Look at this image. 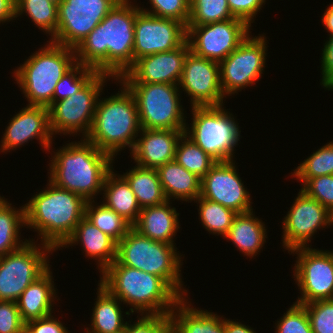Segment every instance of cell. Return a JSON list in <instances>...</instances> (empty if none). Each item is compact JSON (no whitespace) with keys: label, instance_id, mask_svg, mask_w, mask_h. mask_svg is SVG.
I'll use <instances>...</instances> for the list:
<instances>
[{"label":"cell","instance_id":"6da1fadb","mask_svg":"<svg viewBox=\"0 0 333 333\" xmlns=\"http://www.w3.org/2000/svg\"><path fill=\"white\" fill-rule=\"evenodd\" d=\"M120 0L76 47L78 64L118 79L134 65V23L140 6Z\"/></svg>","mask_w":333,"mask_h":333},{"label":"cell","instance_id":"7a4b0ae2","mask_svg":"<svg viewBox=\"0 0 333 333\" xmlns=\"http://www.w3.org/2000/svg\"><path fill=\"white\" fill-rule=\"evenodd\" d=\"M81 139V142H70L57 152L53 151L49 181L90 201L102 193L105 178L113 169L114 158L86 138Z\"/></svg>","mask_w":333,"mask_h":333},{"label":"cell","instance_id":"3957f363","mask_svg":"<svg viewBox=\"0 0 333 333\" xmlns=\"http://www.w3.org/2000/svg\"><path fill=\"white\" fill-rule=\"evenodd\" d=\"M46 189L32 196L25 206V228L35 229L41 244L54 251L62 249L85 216L86 200L52 182ZM27 226V227H26Z\"/></svg>","mask_w":333,"mask_h":333},{"label":"cell","instance_id":"277c9868","mask_svg":"<svg viewBox=\"0 0 333 333\" xmlns=\"http://www.w3.org/2000/svg\"><path fill=\"white\" fill-rule=\"evenodd\" d=\"M101 275L99 283L131 307L125 312L127 316L136 311L169 315L182 299L161 277L121 265L116 260Z\"/></svg>","mask_w":333,"mask_h":333},{"label":"cell","instance_id":"5b68a950","mask_svg":"<svg viewBox=\"0 0 333 333\" xmlns=\"http://www.w3.org/2000/svg\"><path fill=\"white\" fill-rule=\"evenodd\" d=\"M121 86L116 95L98 100L93 125L86 137L113 158L125 147L132 151L141 130L135 99L124 84Z\"/></svg>","mask_w":333,"mask_h":333},{"label":"cell","instance_id":"8992f818","mask_svg":"<svg viewBox=\"0 0 333 333\" xmlns=\"http://www.w3.org/2000/svg\"><path fill=\"white\" fill-rule=\"evenodd\" d=\"M47 42L13 72L27 105L48 108L53 103L55 86L77 64L75 49Z\"/></svg>","mask_w":333,"mask_h":333},{"label":"cell","instance_id":"52a82bcc","mask_svg":"<svg viewBox=\"0 0 333 333\" xmlns=\"http://www.w3.org/2000/svg\"><path fill=\"white\" fill-rule=\"evenodd\" d=\"M176 249L174 244L152 240L132 227L117 243L116 261L161 277L181 298H185L188 291L182 287V255Z\"/></svg>","mask_w":333,"mask_h":333},{"label":"cell","instance_id":"ba28073f","mask_svg":"<svg viewBox=\"0 0 333 333\" xmlns=\"http://www.w3.org/2000/svg\"><path fill=\"white\" fill-rule=\"evenodd\" d=\"M191 128L184 134L216 162L231 161L240 141V128L233 114L222 106L191 107Z\"/></svg>","mask_w":333,"mask_h":333},{"label":"cell","instance_id":"9c48e42d","mask_svg":"<svg viewBox=\"0 0 333 333\" xmlns=\"http://www.w3.org/2000/svg\"><path fill=\"white\" fill-rule=\"evenodd\" d=\"M133 95L141 128L185 130L180 87L165 83H122ZM179 92V93H178Z\"/></svg>","mask_w":333,"mask_h":333},{"label":"cell","instance_id":"30bf717a","mask_svg":"<svg viewBox=\"0 0 333 333\" xmlns=\"http://www.w3.org/2000/svg\"><path fill=\"white\" fill-rule=\"evenodd\" d=\"M110 78L114 77L97 72L78 92L52 103L48 107L52 134L77 136L80 132L84 135L82 137L86 138L93 125L95 109L105 80Z\"/></svg>","mask_w":333,"mask_h":333},{"label":"cell","instance_id":"8fae6325","mask_svg":"<svg viewBox=\"0 0 333 333\" xmlns=\"http://www.w3.org/2000/svg\"><path fill=\"white\" fill-rule=\"evenodd\" d=\"M41 245L35 244L32 238L18 250L0 257V301L16 302L23 291L50 267L48 256L54 250Z\"/></svg>","mask_w":333,"mask_h":333},{"label":"cell","instance_id":"7c38bea8","mask_svg":"<svg viewBox=\"0 0 333 333\" xmlns=\"http://www.w3.org/2000/svg\"><path fill=\"white\" fill-rule=\"evenodd\" d=\"M266 37L250 34L220 65V85L222 93L227 96L237 94L239 90L250 87L266 67L267 42Z\"/></svg>","mask_w":333,"mask_h":333},{"label":"cell","instance_id":"4fadbf2b","mask_svg":"<svg viewBox=\"0 0 333 333\" xmlns=\"http://www.w3.org/2000/svg\"><path fill=\"white\" fill-rule=\"evenodd\" d=\"M119 1L62 0L57 10L56 34L50 41L76 49Z\"/></svg>","mask_w":333,"mask_h":333},{"label":"cell","instance_id":"5bb4252c","mask_svg":"<svg viewBox=\"0 0 333 333\" xmlns=\"http://www.w3.org/2000/svg\"><path fill=\"white\" fill-rule=\"evenodd\" d=\"M290 253L297 254L293 276L301 293L295 303L333 299V251L300 247Z\"/></svg>","mask_w":333,"mask_h":333},{"label":"cell","instance_id":"9a60e30c","mask_svg":"<svg viewBox=\"0 0 333 333\" xmlns=\"http://www.w3.org/2000/svg\"><path fill=\"white\" fill-rule=\"evenodd\" d=\"M190 51L218 63L228 57L248 36L250 26L242 19L232 18L205 25L186 26Z\"/></svg>","mask_w":333,"mask_h":333},{"label":"cell","instance_id":"2e32d148","mask_svg":"<svg viewBox=\"0 0 333 333\" xmlns=\"http://www.w3.org/2000/svg\"><path fill=\"white\" fill-rule=\"evenodd\" d=\"M294 201L282 222V245L288 253L296 248L309 247L307 243H311L314 233L333 225V214L302 190Z\"/></svg>","mask_w":333,"mask_h":333},{"label":"cell","instance_id":"e0dca14e","mask_svg":"<svg viewBox=\"0 0 333 333\" xmlns=\"http://www.w3.org/2000/svg\"><path fill=\"white\" fill-rule=\"evenodd\" d=\"M186 39L187 27L182 22L140 11L134 23V63L142 57L178 48Z\"/></svg>","mask_w":333,"mask_h":333},{"label":"cell","instance_id":"ac0fdd59","mask_svg":"<svg viewBox=\"0 0 333 333\" xmlns=\"http://www.w3.org/2000/svg\"><path fill=\"white\" fill-rule=\"evenodd\" d=\"M179 87L190 96L192 107L222 106L226 97L220 85L219 63L191 51L185 57Z\"/></svg>","mask_w":333,"mask_h":333},{"label":"cell","instance_id":"d6986e66","mask_svg":"<svg viewBox=\"0 0 333 333\" xmlns=\"http://www.w3.org/2000/svg\"><path fill=\"white\" fill-rule=\"evenodd\" d=\"M235 161L216 162L201 179L200 196L236 213L252 211L251 196L235 168Z\"/></svg>","mask_w":333,"mask_h":333},{"label":"cell","instance_id":"ffe728a7","mask_svg":"<svg viewBox=\"0 0 333 333\" xmlns=\"http://www.w3.org/2000/svg\"><path fill=\"white\" fill-rule=\"evenodd\" d=\"M190 51L186 41L182 46L138 59L118 79V83H165L179 85L183 64Z\"/></svg>","mask_w":333,"mask_h":333},{"label":"cell","instance_id":"44dd1931","mask_svg":"<svg viewBox=\"0 0 333 333\" xmlns=\"http://www.w3.org/2000/svg\"><path fill=\"white\" fill-rule=\"evenodd\" d=\"M8 124L0 144L2 153L20 148L35 138L39 140V144L41 143L44 150L50 151L53 134L50 129L47 107L27 105L14 115Z\"/></svg>","mask_w":333,"mask_h":333},{"label":"cell","instance_id":"7402d4cb","mask_svg":"<svg viewBox=\"0 0 333 333\" xmlns=\"http://www.w3.org/2000/svg\"><path fill=\"white\" fill-rule=\"evenodd\" d=\"M184 130L141 128L140 138L130 152L137 166L157 169L175 159L176 147Z\"/></svg>","mask_w":333,"mask_h":333},{"label":"cell","instance_id":"603a6c76","mask_svg":"<svg viewBox=\"0 0 333 333\" xmlns=\"http://www.w3.org/2000/svg\"><path fill=\"white\" fill-rule=\"evenodd\" d=\"M76 243L83 245L86 257L97 261L100 273L116 260L117 242L85 217L76 225L75 231L62 247L66 248Z\"/></svg>","mask_w":333,"mask_h":333},{"label":"cell","instance_id":"cb8c5ba5","mask_svg":"<svg viewBox=\"0 0 333 333\" xmlns=\"http://www.w3.org/2000/svg\"><path fill=\"white\" fill-rule=\"evenodd\" d=\"M50 268L32 282L16 300L21 319L25 324L53 313L52 302L56 298V288Z\"/></svg>","mask_w":333,"mask_h":333},{"label":"cell","instance_id":"d4e9b609","mask_svg":"<svg viewBox=\"0 0 333 333\" xmlns=\"http://www.w3.org/2000/svg\"><path fill=\"white\" fill-rule=\"evenodd\" d=\"M169 202L142 208L137 222L132 226L141 235L155 241L174 244L179 227V213ZM172 207V208H171Z\"/></svg>","mask_w":333,"mask_h":333},{"label":"cell","instance_id":"484cf974","mask_svg":"<svg viewBox=\"0 0 333 333\" xmlns=\"http://www.w3.org/2000/svg\"><path fill=\"white\" fill-rule=\"evenodd\" d=\"M186 299L182 298L168 315L174 333H224L222 316L192 308Z\"/></svg>","mask_w":333,"mask_h":333},{"label":"cell","instance_id":"4316f807","mask_svg":"<svg viewBox=\"0 0 333 333\" xmlns=\"http://www.w3.org/2000/svg\"><path fill=\"white\" fill-rule=\"evenodd\" d=\"M160 183L167 200L194 201L201 194V178L189 172L175 160L157 169Z\"/></svg>","mask_w":333,"mask_h":333},{"label":"cell","instance_id":"83f0119b","mask_svg":"<svg viewBox=\"0 0 333 333\" xmlns=\"http://www.w3.org/2000/svg\"><path fill=\"white\" fill-rule=\"evenodd\" d=\"M266 230L264 222L255 217L252 210L238 213L224 238L234 243L240 252L253 258L264 246L265 238H268Z\"/></svg>","mask_w":333,"mask_h":333},{"label":"cell","instance_id":"f1b7e54d","mask_svg":"<svg viewBox=\"0 0 333 333\" xmlns=\"http://www.w3.org/2000/svg\"><path fill=\"white\" fill-rule=\"evenodd\" d=\"M102 191L105 196L102 202L133 226L138 220L141 207L127 180L112 169L105 178Z\"/></svg>","mask_w":333,"mask_h":333},{"label":"cell","instance_id":"f546056e","mask_svg":"<svg viewBox=\"0 0 333 333\" xmlns=\"http://www.w3.org/2000/svg\"><path fill=\"white\" fill-rule=\"evenodd\" d=\"M97 298L92 309L90 329L86 333H117L125 329L126 322L120 305L121 301L113 296L100 283L98 284Z\"/></svg>","mask_w":333,"mask_h":333},{"label":"cell","instance_id":"4dcf8cb0","mask_svg":"<svg viewBox=\"0 0 333 333\" xmlns=\"http://www.w3.org/2000/svg\"><path fill=\"white\" fill-rule=\"evenodd\" d=\"M122 176L129 183L141 209L161 205L168 201L156 169L135 165Z\"/></svg>","mask_w":333,"mask_h":333},{"label":"cell","instance_id":"1f68e13d","mask_svg":"<svg viewBox=\"0 0 333 333\" xmlns=\"http://www.w3.org/2000/svg\"><path fill=\"white\" fill-rule=\"evenodd\" d=\"M11 205L4 196H0V257L18 250L29 241L25 239L23 242L19 236V230L25 226V206L16 210Z\"/></svg>","mask_w":333,"mask_h":333},{"label":"cell","instance_id":"d6a6232c","mask_svg":"<svg viewBox=\"0 0 333 333\" xmlns=\"http://www.w3.org/2000/svg\"><path fill=\"white\" fill-rule=\"evenodd\" d=\"M93 203L94 200L86 202L84 217L118 243L132 225L103 202L98 206Z\"/></svg>","mask_w":333,"mask_h":333},{"label":"cell","instance_id":"836d02e7","mask_svg":"<svg viewBox=\"0 0 333 333\" xmlns=\"http://www.w3.org/2000/svg\"><path fill=\"white\" fill-rule=\"evenodd\" d=\"M58 5L49 0H15V19L26 13L32 22L52 38L58 26Z\"/></svg>","mask_w":333,"mask_h":333},{"label":"cell","instance_id":"e575fe53","mask_svg":"<svg viewBox=\"0 0 333 333\" xmlns=\"http://www.w3.org/2000/svg\"><path fill=\"white\" fill-rule=\"evenodd\" d=\"M194 202L199 204L198 214L203 227L210 234L213 233V235L218 234L225 237L238 213L201 196H198Z\"/></svg>","mask_w":333,"mask_h":333},{"label":"cell","instance_id":"d590c367","mask_svg":"<svg viewBox=\"0 0 333 333\" xmlns=\"http://www.w3.org/2000/svg\"><path fill=\"white\" fill-rule=\"evenodd\" d=\"M174 160L201 179L216 163L212 157L185 134H183L178 141Z\"/></svg>","mask_w":333,"mask_h":333},{"label":"cell","instance_id":"8d00e7d4","mask_svg":"<svg viewBox=\"0 0 333 333\" xmlns=\"http://www.w3.org/2000/svg\"><path fill=\"white\" fill-rule=\"evenodd\" d=\"M323 175H333V141L313 152L292 173L293 177L303 182L302 185L308 179Z\"/></svg>","mask_w":333,"mask_h":333},{"label":"cell","instance_id":"74e56055","mask_svg":"<svg viewBox=\"0 0 333 333\" xmlns=\"http://www.w3.org/2000/svg\"><path fill=\"white\" fill-rule=\"evenodd\" d=\"M235 18L227 0H190L187 26L205 25Z\"/></svg>","mask_w":333,"mask_h":333},{"label":"cell","instance_id":"f35d334b","mask_svg":"<svg viewBox=\"0 0 333 333\" xmlns=\"http://www.w3.org/2000/svg\"><path fill=\"white\" fill-rule=\"evenodd\" d=\"M96 73L94 68L77 63L55 86L53 103L78 92Z\"/></svg>","mask_w":333,"mask_h":333},{"label":"cell","instance_id":"ab89813d","mask_svg":"<svg viewBox=\"0 0 333 333\" xmlns=\"http://www.w3.org/2000/svg\"><path fill=\"white\" fill-rule=\"evenodd\" d=\"M149 2L152 6L150 10L140 7L142 12L155 17L177 20L187 26L190 17V0H149Z\"/></svg>","mask_w":333,"mask_h":333},{"label":"cell","instance_id":"60d3db41","mask_svg":"<svg viewBox=\"0 0 333 333\" xmlns=\"http://www.w3.org/2000/svg\"><path fill=\"white\" fill-rule=\"evenodd\" d=\"M307 310L312 333H333V299L303 305Z\"/></svg>","mask_w":333,"mask_h":333},{"label":"cell","instance_id":"b9f144b4","mask_svg":"<svg viewBox=\"0 0 333 333\" xmlns=\"http://www.w3.org/2000/svg\"><path fill=\"white\" fill-rule=\"evenodd\" d=\"M276 322V333H312L307 310L298 303L291 305Z\"/></svg>","mask_w":333,"mask_h":333},{"label":"cell","instance_id":"7bdbcfd3","mask_svg":"<svg viewBox=\"0 0 333 333\" xmlns=\"http://www.w3.org/2000/svg\"><path fill=\"white\" fill-rule=\"evenodd\" d=\"M301 190L307 196L316 199L333 214V175H323L308 179Z\"/></svg>","mask_w":333,"mask_h":333},{"label":"cell","instance_id":"ee69618b","mask_svg":"<svg viewBox=\"0 0 333 333\" xmlns=\"http://www.w3.org/2000/svg\"><path fill=\"white\" fill-rule=\"evenodd\" d=\"M0 333H25V323L14 301H0Z\"/></svg>","mask_w":333,"mask_h":333},{"label":"cell","instance_id":"f6af8a7d","mask_svg":"<svg viewBox=\"0 0 333 333\" xmlns=\"http://www.w3.org/2000/svg\"><path fill=\"white\" fill-rule=\"evenodd\" d=\"M136 322L129 324L126 321V333H159L168 323V315L140 314Z\"/></svg>","mask_w":333,"mask_h":333},{"label":"cell","instance_id":"bcb514c9","mask_svg":"<svg viewBox=\"0 0 333 333\" xmlns=\"http://www.w3.org/2000/svg\"><path fill=\"white\" fill-rule=\"evenodd\" d=\"M227 2L232 15L244 20L251 27L254 17L262 10L266 0H227Z\"/></svg>","mask_w":333,"mask_h":333},{"label":"cell","instance_id":"7dc6e473","mask_svg":"<svg viewBox=\"0 0 333 333\" xmlns=\"http://www.w3.org/2000/svg\"><path fill=\"white\" fill-rule=\"evenodd\" d=\"M67 327L53 315L29 321L25 324V333H70Z\"/></svg>","mask_w":333,"mask_h":333},{"label":"cell","instance_id":"c3c4849f","mask_svg":"<svg viewBox=\"0 0 333 333\" xmlns=\"http://www.w3.org/2000/svg\"><path fill=\"white\" fill-rule=\"evenodd\" d=\"M324 43V48L322 49V60L321 69L322 79L321 86L326 88V90L333 91V36H329Z\"/></svg>","mask_w":333,"mask_h":333},{"label":"cell","instance_id":"681fc988","mask_svg":"<svg viewBox=\"0 0 333 333\" xmlns=\"http://www.w3.org/2000/svg\"><path fill=\"white\" fill-rule=\"evenodd\" d=\"M14 18L15 0H0V23L16 20Z\"/></svg>","mask_w":333,"mask_h":333},{"label":"cell","instance_id":"f907efd6","mask_svg":"<svg viewBox=\"0 0 333 333\" xmlns=\"http://www.w3.org/2000/svg\"><path fill=\"white\" fill-rule=\"evenodd\" d=\"M224 333H256V331L240 322L224 318Z\"/></svg>","mask_w":333,"mask_h":333},{"label":"cell","instance_id":"816d5d0a","mask_svg":"<svg viewBox=\"0 0 333 333\" xmlns=\"http://www.w3.org/2000/svg\"><path fill=\"white\" fill-rule=\"evenodd\" d=\"M322 23L325 26L327 32L330 33L329 36H333V3L325 10L322 15Z\"/></svg>","mask_w":333,"mask_h":333},{"label":"cell","instance_id":"f5cc1de1","mask_svg":"<svg viewBox=\"0 0 333 333\" xmlns=\"http://www.w3.org/2000/svg\"><path fill=\"white\" fill-rule=\"evenodd\" d=\"M159 333H174L172 326L168 323Z\"/></svg>","mask_w":333,"mask_h":333},{"label":"cell","instance_id":"db71d44e","mask_svg":"<svg viewBox=\"0 0 333 333\" xmlns=\"http://www.w3.org/2000/svg\"><path fill=\"white\" fill-rule=\"evenodd\" d=\"M49 1H51V2L55 3L56 5H59V4H60V2H61L62 0H49Z\"/></svg>","mask_w":333,"mask_h":333},{"label":"cell","instance_id":"11a10c76","mask_svg":"<svg viewBox=\"0 0 333 333\" xmlns=\"http://www.w3.org/2000/svg\"><path fill=\"white\" fill-rule=\"evenodd\" d=\"M117 333H126V329H123L122 331L117 332Z\"/></svg>","mask_w":333,"mask_h":333}]
</instances>
